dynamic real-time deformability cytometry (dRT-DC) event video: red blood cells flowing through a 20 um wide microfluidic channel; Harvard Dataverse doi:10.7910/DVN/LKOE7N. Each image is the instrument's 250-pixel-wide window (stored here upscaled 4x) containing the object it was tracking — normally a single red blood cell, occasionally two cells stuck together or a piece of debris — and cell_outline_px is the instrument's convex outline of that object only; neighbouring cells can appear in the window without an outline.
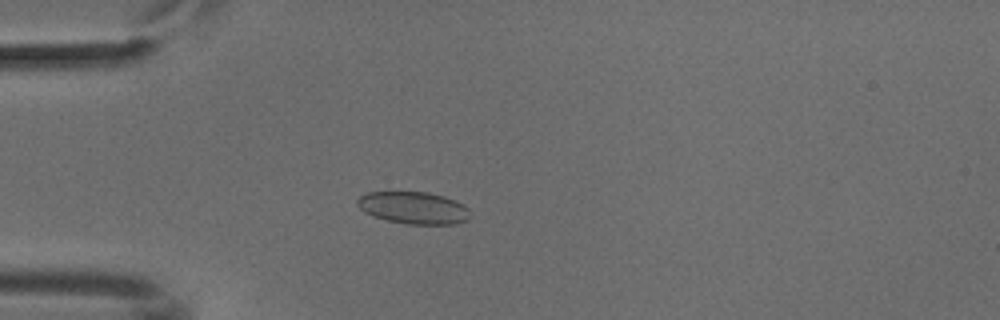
{"species": "common noctule bat (a hibernating species)", "species_latin": "Nyctalus noctula", "temperature_condition": "cold", "stored_images_in_passage": 47, "camera_frame_rate_fps": 3000, "um_per_image_px": 0.085, "animal": {"sex": "male", "body_mass_g": 18.8}, "frame": {"image": 1, "passage_image": 9, "time_ms": 2.667, "image_size_px": [1000, 320], "cell_outline_px": [[472, 216], [468, 220], [456, 224], [408, 224], [388, 220], [372, 216], [364, 212], [356, 204], [356, 200], [360, 196], [368, 192], [428, 192], [444, 196], [464, 204], [472, 212]], "centroid_in_image_um": [35.19, 17.67], "position_along_channel_um": 49.8, "area_um2": 21.39}}
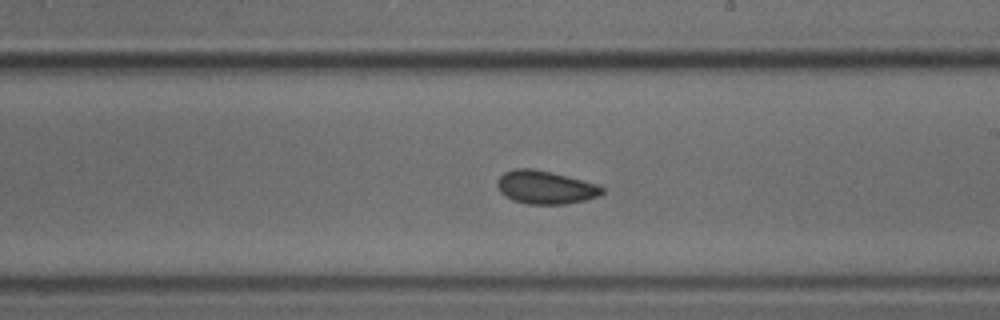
{"frame": {"image": 2, "passage_image": 25, "time_ms": 8.0, "image_size_px": [1000, 320], "cell_outline_px": [[604, 192], [600, 196], [584, 200], [564, 204], [528, 204], [512, 200], [504, 196], [500, 192], [496, 184], [496, 180], [504, 172], [516, 168], [532, 168], [552, 172], [596, 184], [604, 188]], "centroid_in_image_um": [46.32, 15.92], "position_along_channel_um": 242.7, "area_um2": 20.35}}
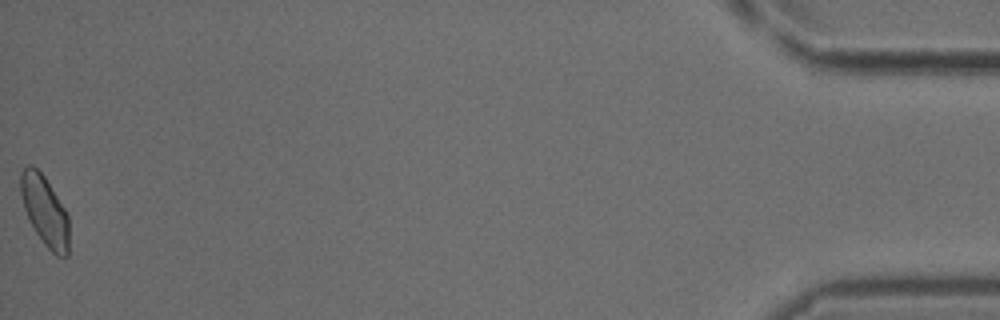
{"frame": {"image": 3, "passage_image": 47, "time_ms": 15.333, "image_size_px": [1000, 320], "cell_outline_px": [[68, 256], [56, 256], [44, 244], [36, 232], [24, 208], [20, 192], [20, 172], [28, 164], [32, 164], [44, 176], [64, 208], [68, 216]], "centroid_in_image_um": [3.79, 17.9], "position_along_channel_um": 431.4, "area_um2": 19.42}}